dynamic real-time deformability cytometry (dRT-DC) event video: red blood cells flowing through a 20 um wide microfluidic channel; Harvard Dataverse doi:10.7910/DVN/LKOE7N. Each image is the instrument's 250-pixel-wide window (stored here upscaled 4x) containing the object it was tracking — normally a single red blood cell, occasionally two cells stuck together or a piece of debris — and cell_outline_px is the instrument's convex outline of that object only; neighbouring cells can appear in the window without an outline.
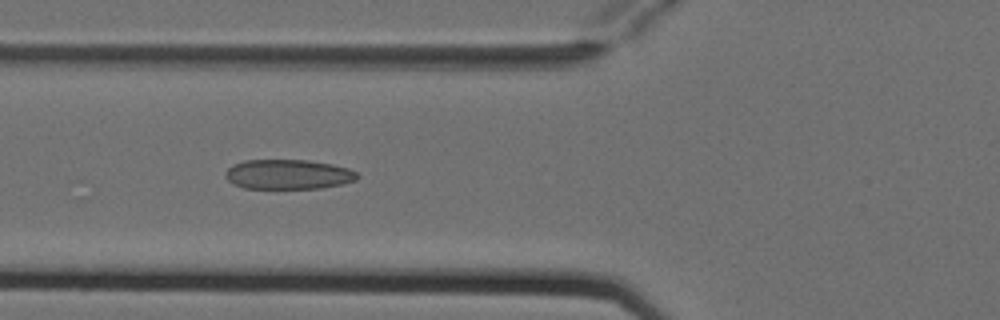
{"species": "Egyptian fruit bat (a non-hibernating species)", "species_latin": "Rousettus aegyptiacus", "temperature_condition": "cold", "stored_images_in_passage": 4, "camera_frame_rate_fps": 3000, "um_per_image_px": 0.085, "animal": {"sex": "female"}, "frame": {"image": 1, "passage_image": 3, "time_ms": 0.667, "image_size_px": [1000, 320], "cell_outline_px": [[360, 176], [356, 180], [344, 184], [320, 188], [244, 188], [232, 184], [224, 176], [224, 172], [232, 164], [244, 160], [308, 160], [332, 164], [348, 168], [356, 172]], "centroid_in_image_um": [24.48, 14.82], "position_along_channel_um": 101.3, "area_um2": 23.06}}
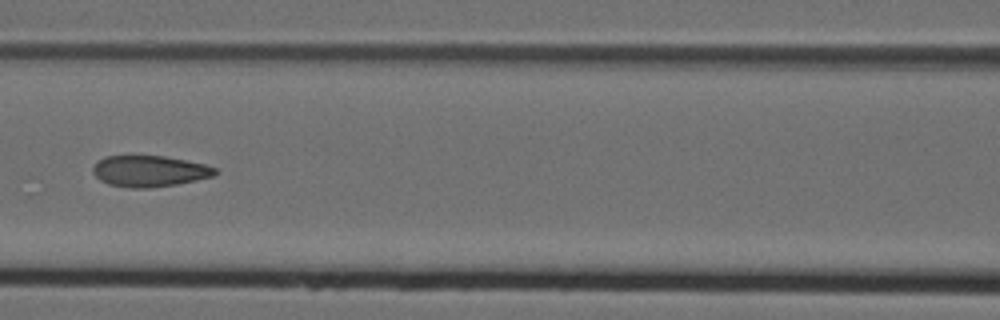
{"frame": {"image": 2, "passage_image": 4, "time_ms": 1.0, "image_size_px": [1000, 320], "cell_outline_px": [[216, 176], [176, 184], [148, 188], [128, 188], [108, 184], [100, 180], [92, 172], [92, 168], [96, 160], [104, 156], [164, 156], [204, 164], [216, 168]], "centroid_in_image_um": [12.66, 14.55], "position_along_channel_um": 153.9, "area_um2": 22.25}}